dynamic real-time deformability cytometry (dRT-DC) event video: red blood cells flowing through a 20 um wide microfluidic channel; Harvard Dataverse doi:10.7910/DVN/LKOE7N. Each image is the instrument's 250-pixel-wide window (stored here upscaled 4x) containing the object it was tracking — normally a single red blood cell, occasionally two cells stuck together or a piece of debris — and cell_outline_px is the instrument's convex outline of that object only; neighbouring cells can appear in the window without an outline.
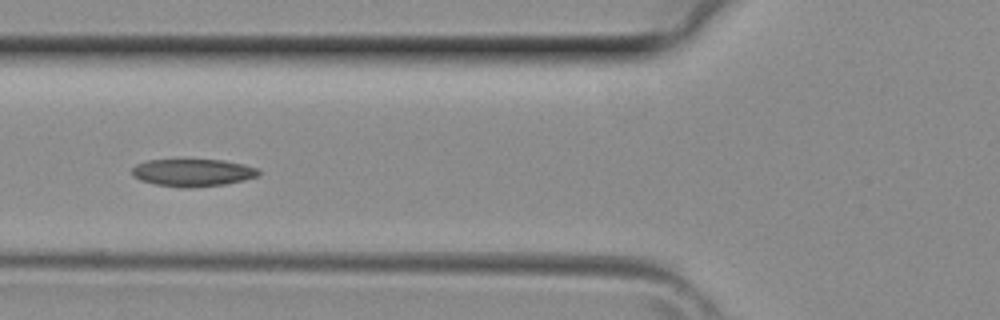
{"species": "common noctule bat (a hibernating species)", "species_latin": "Nyctalus noctula", "temperature_condition": "room temperature", "stored_images_in_passage": 2, "camera_frame_rate_fps": 3000, "um_per_image_px": 0.085, "animal": {"sex": "female", "body_mass_g": 29.2, "forearm_length_mm": 56.3}, "frame": {"image": 1, "passage_image": 2, "time_ms": 0.333, "image_size_px": [1000, 320], "cell_outline_px": [[260, 172], [256, 176], [244, 180], [224, 184], [192, 188], [180, 188], [156, 184], [140, 180], [132, 176], [132, 168], [136, 164], [148, 160], [224, 160], [244, 164], [256, 168]], "centroid_in_image_um": [16.36, 14.68], "position_along_channel_um": 109.4, "area_um2": 20.23}}